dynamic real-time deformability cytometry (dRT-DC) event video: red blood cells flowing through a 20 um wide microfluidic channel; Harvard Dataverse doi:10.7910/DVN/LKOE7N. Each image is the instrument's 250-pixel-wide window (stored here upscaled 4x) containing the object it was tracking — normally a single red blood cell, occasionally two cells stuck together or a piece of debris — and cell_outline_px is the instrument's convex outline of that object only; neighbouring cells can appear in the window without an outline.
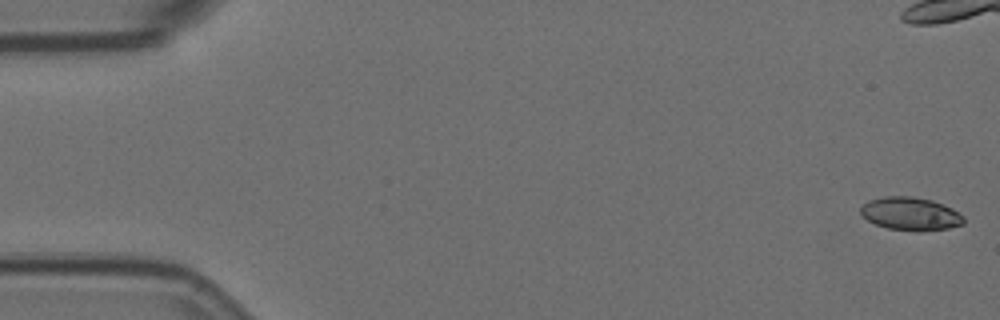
{"species": "Egyptian fruit bat (a non-hibernating species)", "species_latin": "Rousettus aegyptiacus", "temperature_condition": "room temperature", "stored_images_in_passage": 57, "camera_frame_rate_fps": 3000, "um_per_image_px": 0.085, "animal": {"sex": "female"}, "frame": {"image": 1, "passage_image": 1, "time_ms": 0.0, "image_size_px": [1000, 320], "cell_outline_px": [[964, 224], [948, 228], [920, 232], [916, 232], [888, 228], [876, 224], [868, 220], [860, 212], [860, 208], [868, 200], [880, 196], [912, 196], [932, 200], [952, 208], [964, 216]], "centroid_in_image_um": [77.4, 18.17], "position_along_channel_um": 7.6, "area_um2": 20.06}}
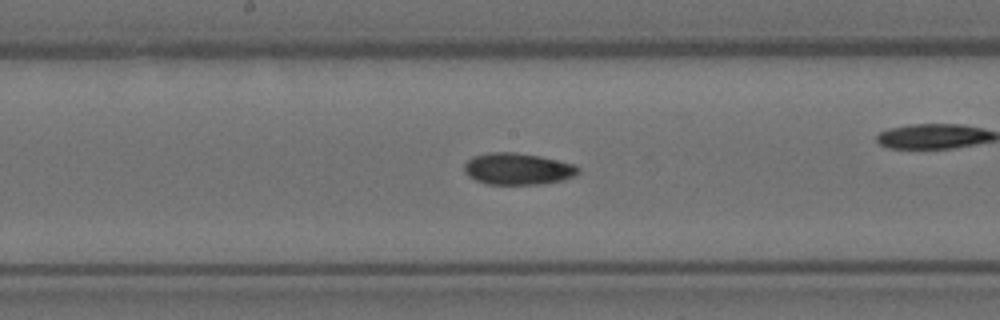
{"frame": {"image": 2, "passage_image": 29, "time_ms": 9.333, "image_size_px": [1000, 320], "cell_outline_px": [[580, 172], [576, 176], [564, 180], [544, 184], [488, 184], [476, 180], [468, 176], [464, 172], [464, 164], [472, 156], [488, 152], [516, 152], [540, 156], [576, 164], [580, 168]], "centroid_in_image_um": [44.04, 14.35], "position_along_channel_um": 204.2, "area_um2": 21.39}}
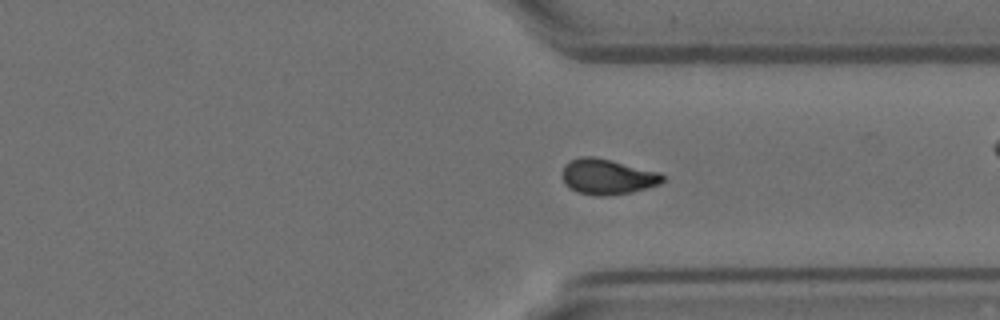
{"frame": {"image": 3, "passage_image": 42, "time_ms": 13.667, "image_size_px": [1000, 320], "cell_outline_px": [[664, 180], [660, 184], [648, 188], [632, 192], [608, 196], [596, 196], [576, 192], [568, 188], [564, 184], [564, 164], [568, 160], [580, 156], [592, 156], [660, 172], [664, 176]], "centroid_in_image_um": [51.62, 15.03], "position_along_channel_um": 359.8, "area_um2": 20.87}}